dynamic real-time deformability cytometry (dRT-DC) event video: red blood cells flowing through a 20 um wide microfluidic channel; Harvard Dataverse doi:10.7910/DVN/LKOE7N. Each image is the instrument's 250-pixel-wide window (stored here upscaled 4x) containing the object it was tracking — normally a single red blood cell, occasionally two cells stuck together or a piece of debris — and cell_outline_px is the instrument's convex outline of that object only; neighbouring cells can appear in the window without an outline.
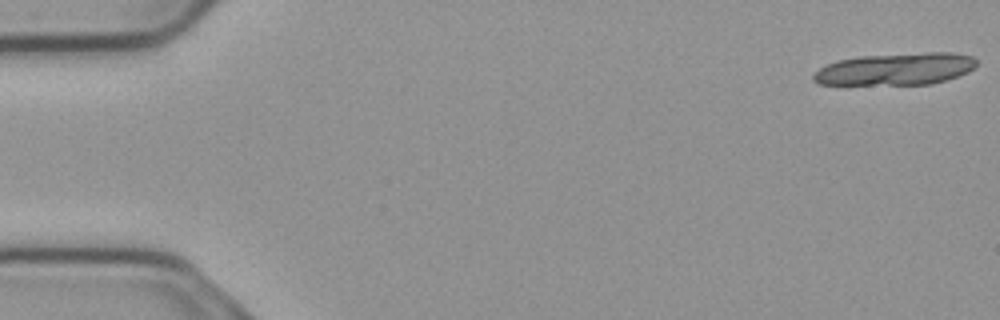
{"species": "common noctule bat (a hibernating species)", "species_latin": "Nyctalus noctula", "temperature_condition": "cold", "stored_images_in_passage": 24, "camera_frame_rate_fps": 3000, "um_per_image_px": 0.085, "animal": {"sex": "male", "body_mass_g": 23.1, "forearm_length_mm": 52.7}, "frame": {"image": 1, "passage_image": 1, "time_ms": 0.0, "image_size_px": [1000, 320], "cell_outline_px": [[976, 68], [968, 72], [932, 84], [816, 84], [812, 80], [812, 76], [820, 68], [836, 60], [860, 56], [928, 52], [952, 52], [972, 56], [976, 60]], "centroid_in_image_um": [76.14, 5.86], "position_along_channel_um": 8.9, "area_um2": 30.46}}
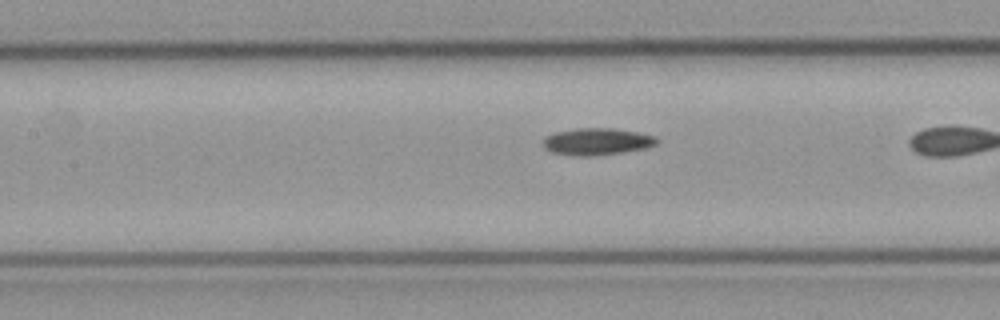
{"frame": {"image": 2, "passage_image": 23, "time_ms": 7.333, "image_size_px": [1000, 320], "cell_outline_px": [[660, 140], [656, 144], [648, 148], [592, 156], [576, 156], [552, 152], [544, 148], [544, 136], [556, 132], [576, 128], [616, 128], [656, 136]], "centroid_in_image_um": [50.76, 12.03], "position_along_channel_um": 156.6, "area_um2": 17.92}}